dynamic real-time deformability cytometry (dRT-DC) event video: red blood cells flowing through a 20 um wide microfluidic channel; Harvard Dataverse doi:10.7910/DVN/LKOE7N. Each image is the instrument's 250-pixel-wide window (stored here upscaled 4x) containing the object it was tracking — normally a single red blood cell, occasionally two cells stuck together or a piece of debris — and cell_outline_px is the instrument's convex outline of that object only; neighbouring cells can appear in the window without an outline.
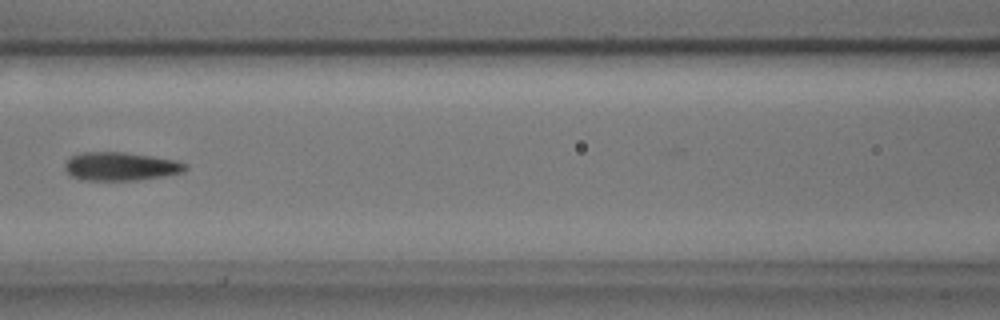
{"species": "common noctule bat (a hibernating species)", "species_latin": "Nyctalus noctula", "temperature_condition": "cold", "stored_images_in_passage": 4, "camera_frame_rate_fps": 3000, "um_per_image_px": 0.085, "animal": {"sex": "male", "body_mass_g": 17.9, "forearm_length_mm": 54.2}, "frame": {"image": 1, "passage_image": 4, "time_ms": 1.0, "image_size_px": [1000, 320], "cell_outline_px": [[188, 168], [184, 172], [164, 176], [136, 180], [80, 180], [68, 176], [64, 168], [64, 164], [72, 156], [80, 152], [124, 152], [152, 156], [176, 160], [188, 164]], "centroid_in_image_um": [10.24, 14.15], "position_along_channel_um": 156.4, "area_um2": 20.23}}